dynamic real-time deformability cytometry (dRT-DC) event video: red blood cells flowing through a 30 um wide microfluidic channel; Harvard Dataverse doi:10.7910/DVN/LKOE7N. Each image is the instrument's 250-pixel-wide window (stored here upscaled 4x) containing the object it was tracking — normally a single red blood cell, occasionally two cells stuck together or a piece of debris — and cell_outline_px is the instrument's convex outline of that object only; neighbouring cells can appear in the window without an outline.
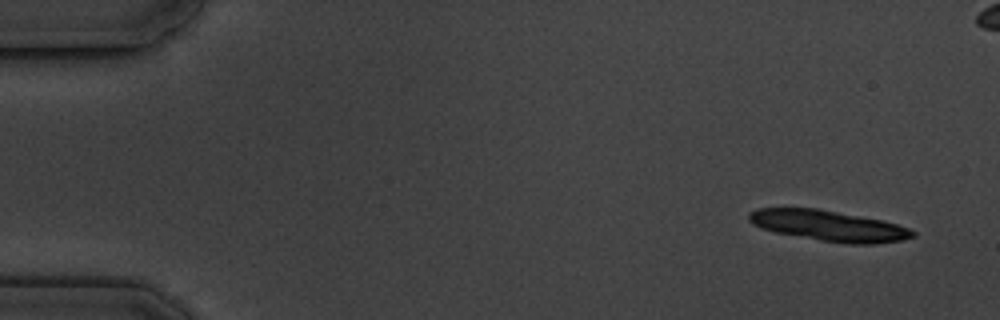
{"species": "common noctule bat (a hibernating species)", "species_latin": "Nyctalus noctula", "temperature_condition": "cold", "stored_images_in_passage": 5, "camera_frame_rate_fps": 3000, "um_per_image_px": 0.085, "animal": {"sex": "male", "body_mass_g": 19.5, "forearm_length_mm": 54.6}, "frame": {"image": 1, "passage_image": 1, "time_ms": 0.0, "image_size_px": [1000, 320], "cell_outline_px": [[916, 236], [904, 240], [872, 244], [852, 244], [824, 240], [776, 232], [752, 224], [748, 220], [748, 212], [760, 208], [816, 208], [880, 220], [896, 224], [908, 228], [916, 232]], "centroid_in_image_um": [70.46, 19.18], "position_along_channel_um": 14.5, "area_um2": 28.73}}